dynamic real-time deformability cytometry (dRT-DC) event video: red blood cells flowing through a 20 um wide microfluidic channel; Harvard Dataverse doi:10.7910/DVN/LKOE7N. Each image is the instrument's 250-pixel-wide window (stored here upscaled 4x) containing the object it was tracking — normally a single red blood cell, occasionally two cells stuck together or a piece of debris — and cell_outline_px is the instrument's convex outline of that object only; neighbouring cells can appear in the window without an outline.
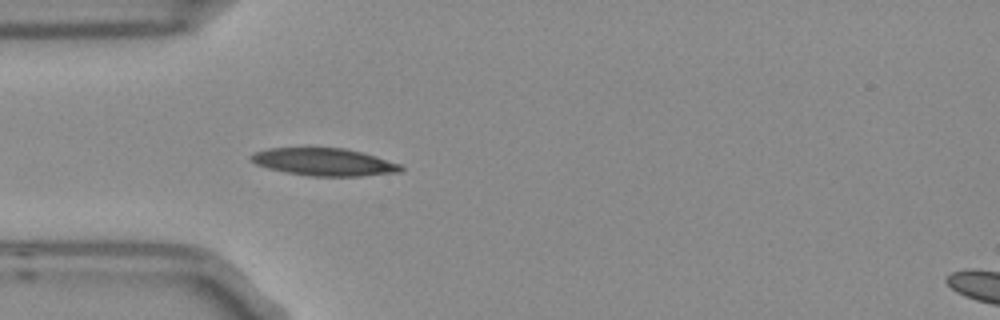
{"species": "Egyptian fruit bat (a non-hibernating species)", "species_latin": "Rousettus aegyptiacus", "temperature_condition": "room temperature", "stored_images_in_passage": 4, "camera_frame_rate_fps": 3000, "um_per_image_px": 0.085, "frame": {"image": 1, "passage_image": 4, "time_ms": 1.0, "image_size_px": [1000, 320], "cell_outline_px": [[404, 168], [400, 172], [360, 176], [312, 176], [284, 172], [268, 168], [256, 164], [248, 160], [248, 156], [256, 152], [268, 148], [344, 148], [376, 156], [404, 164]], "centroid_in_image_um": [27.56, 13.77], "position_along_channel_um": 57.4, "area_um2": 24.16}}